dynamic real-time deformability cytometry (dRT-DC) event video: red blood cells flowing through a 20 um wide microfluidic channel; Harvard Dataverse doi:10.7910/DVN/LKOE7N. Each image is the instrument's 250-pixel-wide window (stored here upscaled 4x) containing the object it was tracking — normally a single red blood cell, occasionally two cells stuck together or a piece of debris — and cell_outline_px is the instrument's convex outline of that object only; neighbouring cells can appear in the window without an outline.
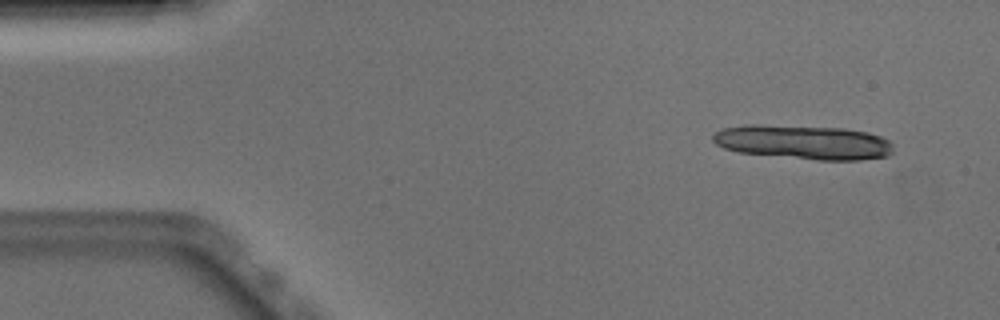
{"species": "Egyptian fruit bat (a non-hibernating species)", "species_latin": "Rousettus aegyptiacus", "temperature_condition": "warm", "stored_images_in_passage": 13, "camera_frame_rate_fps": 3000, "um_per_image_px": 0.085, "animal": {"sex": "male"}, "frame": {"image": 1, "passage_image": 4, "time_ms": 1.0, "image_size_px": [1000, 320], "cell_outline_px": [[892, 152], [888, 156], [860, 160], [816, 160], [740, 152], [724, 148], [716, 144], [712, 140], [712, 136], [720, 128], [744, 124], [760, 124], [844, 128], [868, 132], [880, 136], [888, 140], [892, 144]], "centroid_in_image_um": [68.27, 12.07], "position_along_channel_um": 16.7, "area_um2": 36.3}}